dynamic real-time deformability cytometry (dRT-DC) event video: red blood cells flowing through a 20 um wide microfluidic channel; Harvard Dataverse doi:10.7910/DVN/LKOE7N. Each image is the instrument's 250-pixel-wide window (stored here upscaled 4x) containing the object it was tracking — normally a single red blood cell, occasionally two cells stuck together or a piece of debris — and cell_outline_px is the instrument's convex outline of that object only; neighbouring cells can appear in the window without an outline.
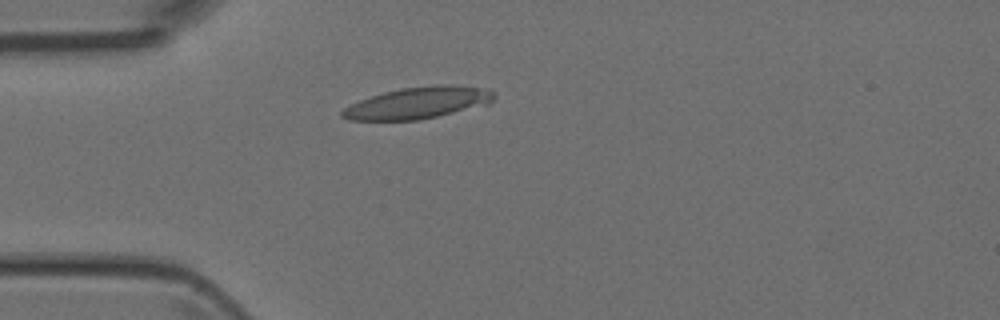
{"species": "Egyptian fruit bat (a non-hibernating species)", "species_latin": "Rousettus aegyptiacus", "temperature_condition": "room temperature", "stored_images_in_passage": 2, "camera_frame_rate_fps": 3000, "um_per_image_px": 0.085, "animal": {"sex": "female"}, "frame": {"image": 1, "passage_image": 1, "time_ms": 0.0, "image_size_px": [1000, 320], "cell_outline_px": [[496, 96], [488, 104], [420, 120], [348, 120], [340, 116], [340, 112], [344, 108], [360, 100], [384, 92], [400, 88], [436, 84], [444, 84], [476, 88], [496, 92]], "centroid_in_image_um": [35.49, 8.75], "position_along_channel_um": 49.5, "area_um2": 27.69}}